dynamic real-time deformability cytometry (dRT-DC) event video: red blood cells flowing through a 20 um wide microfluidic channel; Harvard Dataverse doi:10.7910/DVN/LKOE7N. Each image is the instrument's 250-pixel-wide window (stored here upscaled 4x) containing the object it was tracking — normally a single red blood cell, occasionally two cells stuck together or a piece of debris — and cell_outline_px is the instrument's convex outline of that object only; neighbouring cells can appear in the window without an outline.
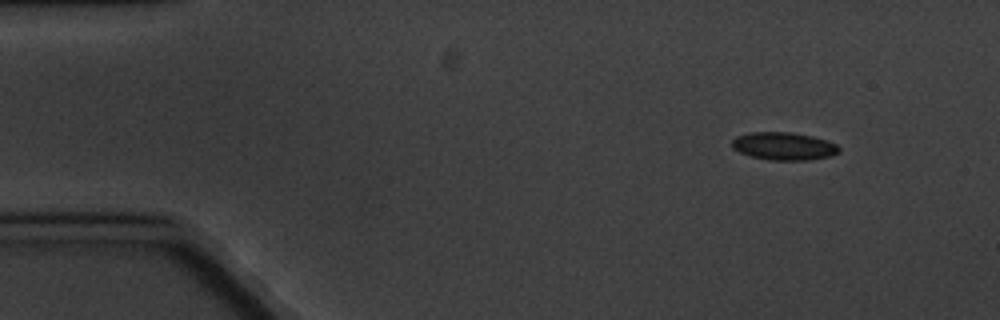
{"species": "common noctule bat (a hibernating species)", "species_latin": "Nyctalus noctula", "temperature_condition": "cold", "stored_images_in_passage": 4, "camera_frame_rate_fps": 3000, "um_per_image_px": 0.085, "animal": {"sex": "male", "body_mass_g": 20.1, "forearm_length_mm": 53.5}, "frame": {"image": 1, "passage_image": 1, "time_ms": 0.0, "image_size_px": [1000, 320], "cell_outline_px": [[840, 152], [832, 156], [808, 160], [768, 160], [752, 156], [740, 152], [732, 148], [732, 140], [736, 136], [752, 132], [792, 132], [812, 136], [836, 144], [840, 148]], "centroid_in_image_um": [66.63, 12.42], "position_along_channel_um": 18.4, "area_um2": 17.34}}
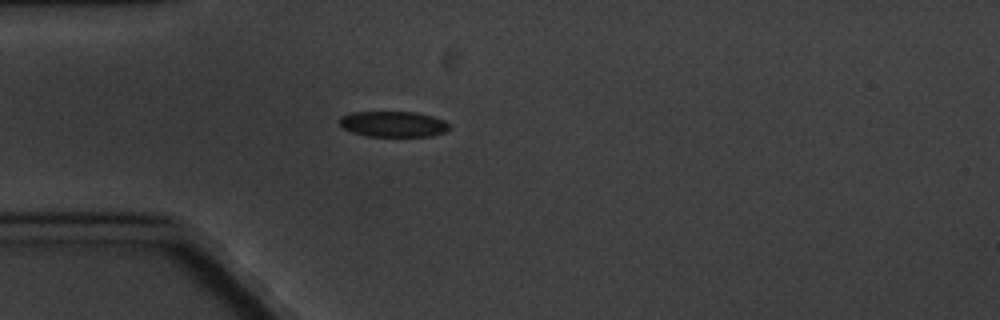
{"frame": {"image": 2, "passage_image": 4, "time_ms": 3.333, "image_size_px": [1000, 320], "cell_outline_px": [[448, 128], [444, 132], [432, 136], [368, 136], [352, 132], [344, 128], [340, 124], [340, 116], [352, 112], [416, 112], [432, 116], [444, 120], [448, 124]], "centroid_in_image_um": [33.41, 10.54], "position_along_channel_um": 51.6, "area_um2": 16.3}}